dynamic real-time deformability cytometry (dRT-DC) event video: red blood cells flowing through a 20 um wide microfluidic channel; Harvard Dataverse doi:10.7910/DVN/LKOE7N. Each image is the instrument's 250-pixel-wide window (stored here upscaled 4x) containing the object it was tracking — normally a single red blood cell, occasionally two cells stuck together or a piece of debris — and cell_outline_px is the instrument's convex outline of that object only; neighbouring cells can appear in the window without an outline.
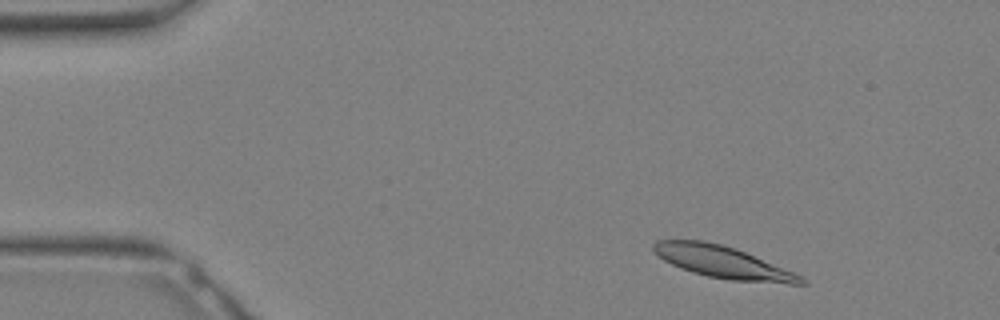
{"species": "Egyptian fruit bat (a non-hibernating species)", "species_latin": "Rousettus aegyptiacus", "temperature_condition": "warm", "stored_images_in_passage": 7, "camera_frame_rate_fps": 3000, "um_per_image_px": 0.085, "animal": {"sex": "female"}, "frame": {"image": 1, "passage_image": 2, "time_ms": 0.333, "image_size_px": [1000, 320], "cell_outline_px": [[808, 284], [788, 284], [728, 280], [708, 276], [692, 272], [680, 268], [664, 260], [652, 248], [652, 244], [656, 240], [704, 240], [736, 248], [804, 276], [808, 280]], "centroid_in_image_um": [61.51, 22.29], "position_along_channel_um": 23.5, "area_um2": 27.69}}